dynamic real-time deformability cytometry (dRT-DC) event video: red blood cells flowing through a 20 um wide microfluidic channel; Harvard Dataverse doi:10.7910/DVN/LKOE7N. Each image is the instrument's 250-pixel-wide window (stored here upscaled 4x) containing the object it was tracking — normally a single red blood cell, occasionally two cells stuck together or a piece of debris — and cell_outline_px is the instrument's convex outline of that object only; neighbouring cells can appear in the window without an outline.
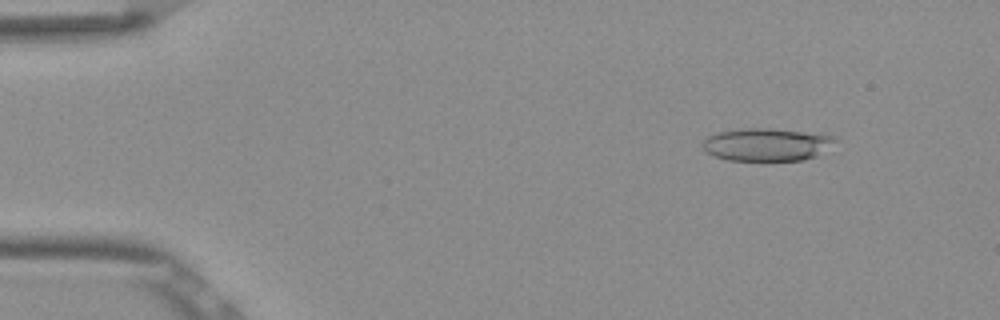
{"species": "Egyptian fruit bat (a non-hibernating species)", "species_latin": "Rousettus aegyptiacus", "temperature_condition": "room temperature", "stored_images_in_passage": 52, "camera_frame_rate_fps": 3000, "um_per_image_px": 0.085, "frame": {"image": 1, "passage_image": 6, "time_ms": 1.667, "image_size_px": [1000, 320], "cell_outline_px": [[836, 140], [816, 156], [804, 160], [728, 160], [716, 156], [708, 152], [700, 144], [708, 136], [720, 132], [748, 128], [768, 128], [828, 132], [836, 136]], "centroid_in_image_um": [65.25, 12.25], "position_along_channel_um": 19.7, "area_um2": 25.49}}
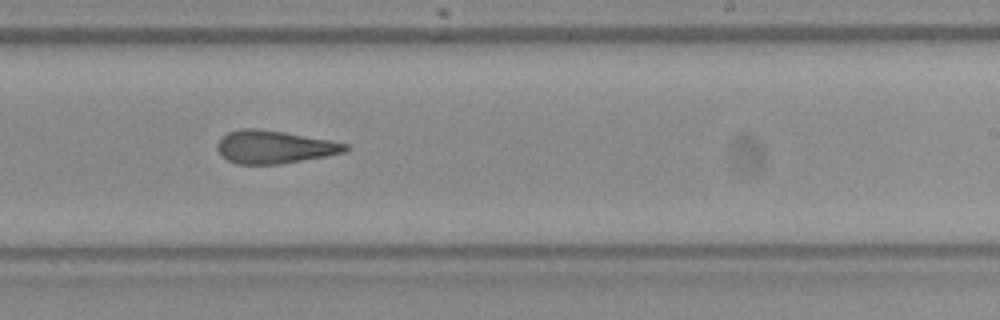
{"frame": {"image": 2, "passage_image": 32, "time_ms": 10.333, "image_size_px": [1000, 320], "cell_outline_px": [[352, 148], [344, 152], [328, 156], [280, 164], [236, 164], [228, 160], [216, 148], [216, 144], [220, 136], [228, 132], [240, 128], [256, 128], [284, 132], [328, 140], [348, 144]], "centroid_in_image_um": [23.3, 12.49], "position_along_channel_um": 265.7, "area_um2": 24.68}}
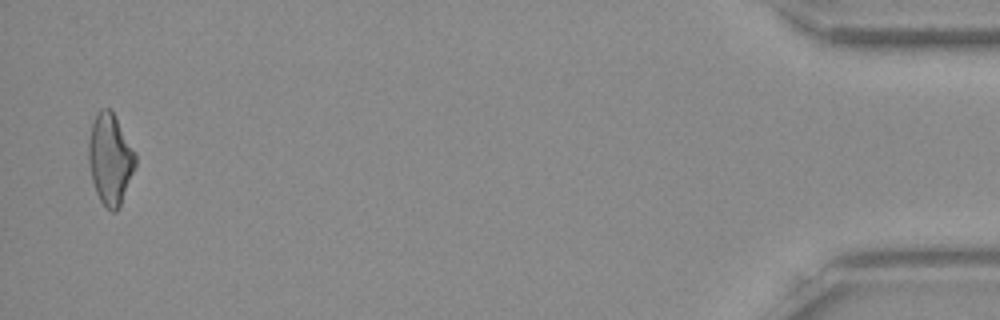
{"frame": {"image": 3, "passage_image": 51, "time_ms": 16.667, "image_size_px": [1000, 320], "cell_outline_px": [[136, 164], [120, 204], [116, 212], [112, 212], [100, 200], [96, 192], [92, 180], [88, 160], [88, 140], [92, 124], [96, 112], [100, 108], [108, 108], [112, 112], [136, 152]], "centroid_in_image_um": [9.35, 13.49], "position_along_channel_um": 425.9, "area_um2": 24.51}, "authors_computed_cell_mechanics": {"area_um2": 24.9985, "velocity_mm_per_s": 3.8947, "shape_relaxation_time_tau1_ms": 8.9301, "shape_relaxation_time_tau2_ms": 2.5913, "deformation_change_tau1": 0.2166, "deformation_change_tau2": 0.1365}}